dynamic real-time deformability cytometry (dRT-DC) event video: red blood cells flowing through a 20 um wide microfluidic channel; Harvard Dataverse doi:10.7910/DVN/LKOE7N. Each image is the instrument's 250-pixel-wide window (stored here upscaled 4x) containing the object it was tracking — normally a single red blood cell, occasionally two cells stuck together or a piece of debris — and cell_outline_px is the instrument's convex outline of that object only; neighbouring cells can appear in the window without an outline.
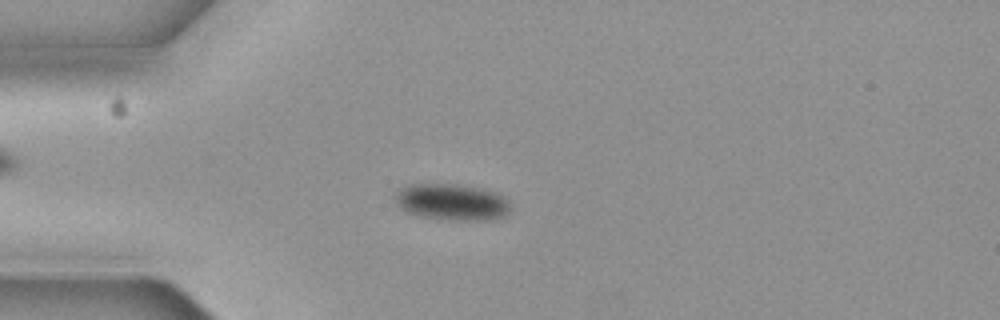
{"species": "common noctule bat (a hibernating species)", "species_latin": "Nyctalus noctula", "temperature_condition": "cold", "stored_images_in_passage": 7, "camera_frame_rate_fps": 3000, "um_per_image_px": 0.085, "animal": {"sex": "female", "body_mass_g": 19.3, "forearm_length_mm": 54.1}, "frame": {"image": 1, "passage_image": 3, "time_ms": 0.667, "image_size_px": [1000, 320], "cell_outline_px": [[512, 208], [504, 216], [488, 220], [448, 220], [424, 216], [408, 212], [400, 208], [396, 204], [392, 196], [400, 188], [408, 184], [456, 184], [480, 188], [492, 192], [508, 200]], "centroid_in_image_um": [38.37, 17.17], "position_along_channel_um": 46.6, "area_um2": 24.51}}
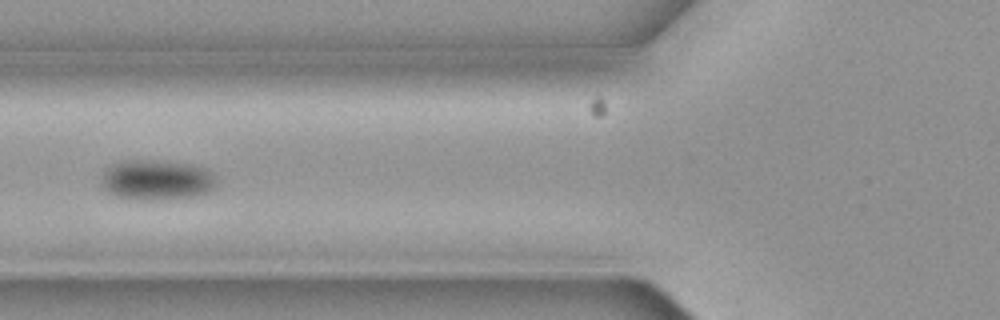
{"frame": {"image": 2, "passage_image": 5, "time_ms": 1.333, "image_size_px": [1000, 320], "cell_outline_px": [[216, 188], [208, 192], [196, 196], [156, 200], [140, 200], [116, 196], [100, 188], [100, 176], [108, 168], [116, 164], [136, 160], [148, 160], [192, 164], [204, 168], [212, 172], [216, 180]], "centroid_in_image_um": [13.32, 15.32], "position_along_channel_um": 112.5, "area_um2": 27.05}}
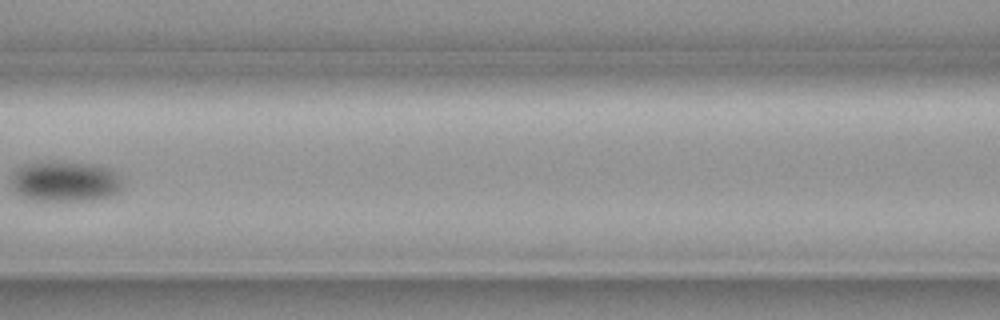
{"frame": {"image": 3, "passage_image": 6, "time_ms": 1.667, "image_size_px": [1000, 320], "cell_outline_px": [[124, 188], [120, 192], [108, 196], [92, 200], [36, 200], [24, 196], [16, 192], [12, 188], [12, 176], [16, 168], [24, 164], [44, 160], [68, 160], [96, 164], [112, 168], [124, 180]], "centroid_in_image_um": [5.6, 15.36], "position_along_channel_um": 161.0, "area_um2": 27.22}}